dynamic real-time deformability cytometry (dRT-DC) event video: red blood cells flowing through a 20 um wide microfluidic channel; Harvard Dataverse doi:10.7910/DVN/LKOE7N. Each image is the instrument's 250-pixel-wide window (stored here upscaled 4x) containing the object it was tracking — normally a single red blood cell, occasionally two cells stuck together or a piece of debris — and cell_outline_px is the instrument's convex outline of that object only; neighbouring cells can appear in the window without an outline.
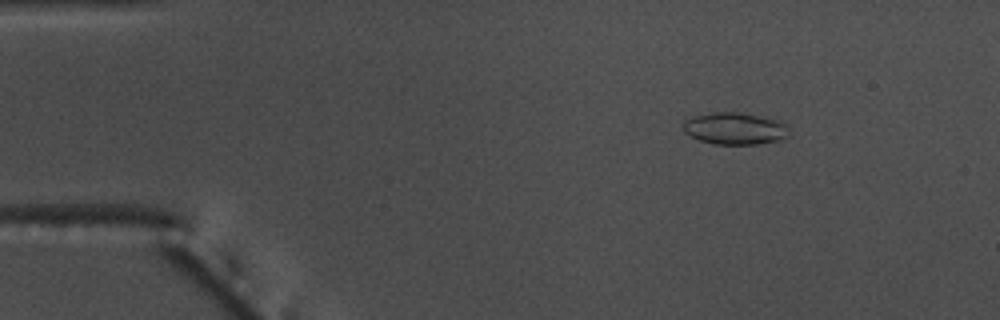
{"species": "common noctule bat (a hibernating species)", "species_latin": "Nyctalus noctula", "temperature_condition": "warm", "stored_images_in_passage": 51, "camera_frame_rate_fps": 3000, "um_per_image_px": 0.085, "animal": {"sex": "male", "body_mass_g": 17.5, "forearm_length_mm": 52.3}, "frame": {"image": 1, "passage_image": 3, "time_ms": 0.667, "image_size_px": [1000, 320], "cell_outline_px": [[788, 128], [784, 136], [776, 140], [756, 144], [712, 144], [700, 140], [684, 132], [684, 116], [712, 112], [740, 112], [780, 120], [788, 124]], "centroid_in_image_um": [62.38, 10.89], "position_along_channel_um": 22.6, "area_um2": 19.83}}
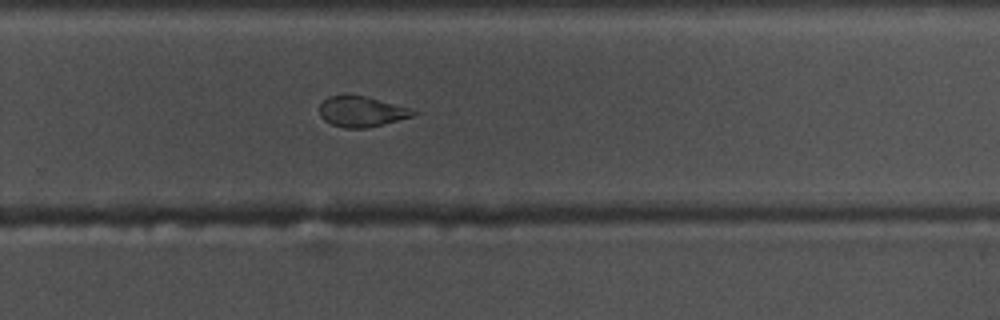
{"frame": {"image": 2, "passage_image": 32, "time_ms": 10.333, "image_size_px": [1000, 320], "cell_outline_px": [[420, 112], [412, 116], [384, 124], [368, 128], [344, 128], [332, 124], [324, 120], [320, 116], [320, 104], [328, 96], [364, 96], [412, 108]], "centroid_in_image_um": [30.76, 9.5], "position_along_channel_um": 299.0, "area_um2": 16.53}}
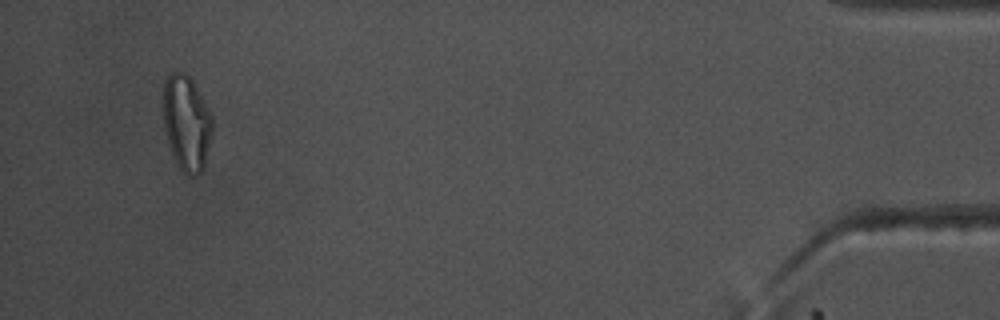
{"frame": {"image": 3, "passage_image": 48, "time_ms": 15.667, "image_size_px": [1000, 320], "cell_outline_px": [[212, 132], [204, 168], [196, 176], [188, 176], [180, 168], [172, 152], [164, 128], [160, 104], [164, 80], [168, 72], [184, 72], [192, 80], [212, 116]], "centroid_in_image_um": [15.81, 10.4], "position_along_channel_um": 419.4, "area_um2": 27.69}, "authors_computed_cell_mechanics": {"area_um2": 18.3226, "velocity_mm_per_s": 3.6788, "shape_relaxation_time_tau1_ms": null, "shape_relaxation_time_tau2_ms": 2.3784, "deformation_change_tau1": null, "deformation_change_tau2": 0.092}}